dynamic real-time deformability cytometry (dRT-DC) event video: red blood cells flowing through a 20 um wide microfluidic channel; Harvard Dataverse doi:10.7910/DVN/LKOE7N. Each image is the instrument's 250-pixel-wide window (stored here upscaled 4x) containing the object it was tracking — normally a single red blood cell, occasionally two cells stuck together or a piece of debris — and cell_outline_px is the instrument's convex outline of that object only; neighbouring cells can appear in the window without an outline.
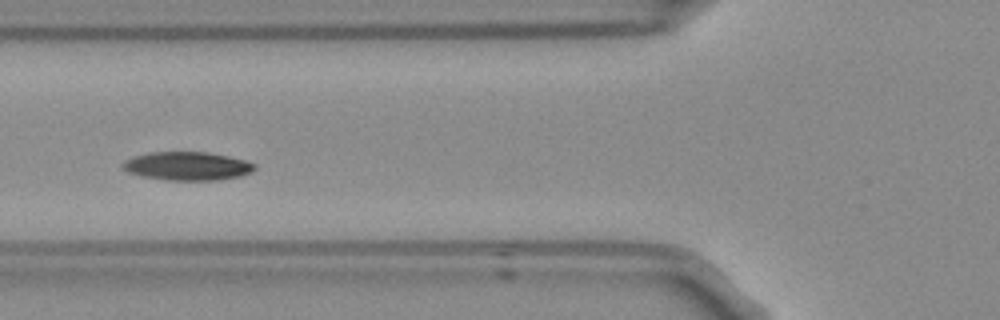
{"species": "Egyptian fruit bat (a non-hibernating species)", "species_latin": "Rousettus aegyptiacus", "temperature_condition": "room temperature", "stored_images_in_passage": 9, "camera_frame_rate_fps": 3000, "um_per_image_px": 0.085, "frame": {"image": 1, "passage_image": 6, "time_ms": 1.667, "image_size_px": [1000, 320], "cell_outline_px": [[256, 168], [252, 172], [240, 176], [220, 180], [168, 180], [140, 176], [128, 172], [120, 168], [120, 164], [124, 160], [132, 156], [148, 152], [208, 152], [228, 156], [244, 160], [256, 164]], "centroid_in_image_um": [15.88, 14.11], "position_along_channel_um": 109.9, "area_um2": 22.2}}
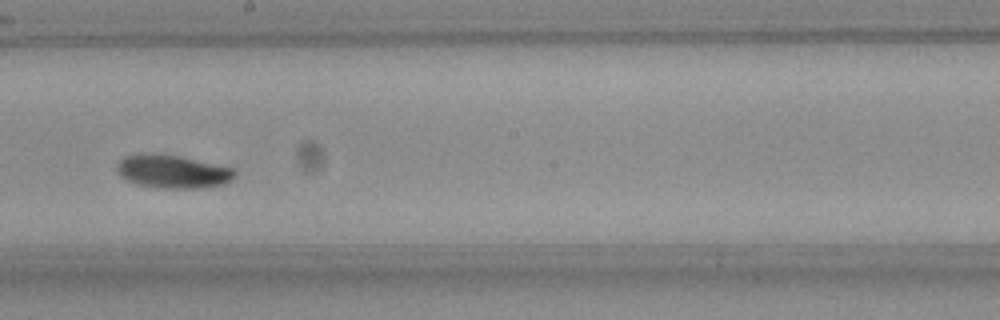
{"frame": {"image": 2, "passage_image": 9, "time_ms": 2.667, "image_size_px": [1000, 320], "cell_outline_px": [[236, 176], [232, 180], [224, 184], [200, 188], [156, 188], [136, 184], [128, 180], [116, 168], [120, 160], [124, 156], [144, 152], [176, 156], [232, 168], [236, 172]], "centroid_in_image_um": [14.67, 14.59], "position_along_channel_um": 233.5, "area_um2": 22.54}}